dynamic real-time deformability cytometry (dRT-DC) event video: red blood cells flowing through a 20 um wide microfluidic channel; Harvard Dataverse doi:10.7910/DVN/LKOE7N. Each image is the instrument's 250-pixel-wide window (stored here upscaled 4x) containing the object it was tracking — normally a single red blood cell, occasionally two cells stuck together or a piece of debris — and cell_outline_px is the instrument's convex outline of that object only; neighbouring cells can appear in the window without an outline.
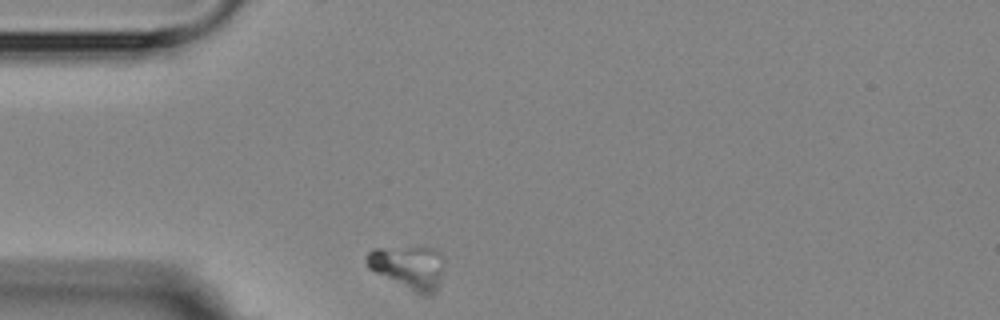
{"species": "Egyptian fruit bat (a non-hibernating species)", "species_latin": "Rousettus aegyptiacus", "temperature_condition": "room temperature", "stored_images_in_passage": 2, "camera_frame_rate_fps": 3000, "um_per_image_px": 0.085, "animal": {"sex": "female"}, "frame": {"image": 1, "passage_image": 1, "time_ms": 0.0, "image_size_px": [1000, 320], "cell_outline_px": [[444, 260], [436, 292], [432, 296], [420, 296], [368, 268], [364, 260], [368, 252], [372, 248], [436, 248], [444, 256]], "centroid_in_image_um": [34.73, 22.74], "position_along_channel_um": 50.3, "area_um2": 19.83}}